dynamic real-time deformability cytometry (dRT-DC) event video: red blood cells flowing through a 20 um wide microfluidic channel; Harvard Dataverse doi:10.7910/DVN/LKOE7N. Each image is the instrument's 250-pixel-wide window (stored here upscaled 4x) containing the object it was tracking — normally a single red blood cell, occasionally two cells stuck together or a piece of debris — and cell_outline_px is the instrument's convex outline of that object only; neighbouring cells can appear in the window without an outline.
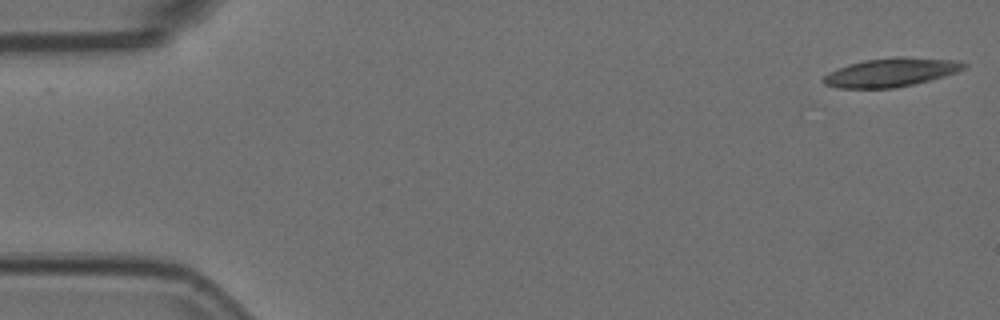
{"species": "Egyptian fruit bat (a non-hibernating species)", "species_latin": "Rousettus aegyptiacus", "temperature_condition": "room temperature", "stored_images_in_passage": 28, "camera_frame_rate_fps": 3000, "um_per_image_px": 0.085, "animal": {"sex": "female"}, "frame": {"image": 1, "passage_image": 1, "time_ms": 0.0, "image_size_px": [1000, 320], "cell_outline_px": [[968, 64], [964, 68], [956, 72], [944, 76], [896, 88], [840, 88], [824, 84], [820, 80], [828, 72], [864, 60], [896, 56], [900, 56], [956, 60]], "centroid_in_image_um": [75.72, 6.15], "position_along_channel_um": 9.3, "area_um2": 23.29}}
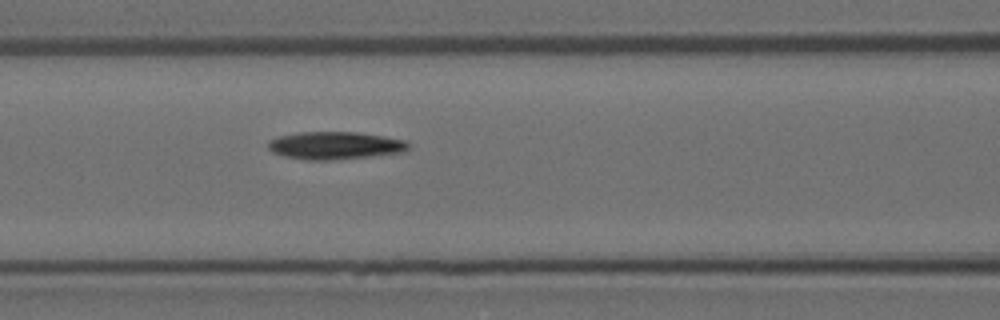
{"frame": {"image": 2, "passage_image": 22, "time_ms": 7.0, "image_size_px": [1000, 320], "cell_outline_px": [[408, 148], [404, 152], [368, 156], [328, 160], [308, 160], [284, 156], [272, 152], [268, 148], [268, 140], [280, 136], [300, 132], [356, 132], [384, 136], [408, 140]], "centroid_in_image_um": [28.47, 12.36], "position_along_channel_um": 138.1, "area_um2": 22.48}}
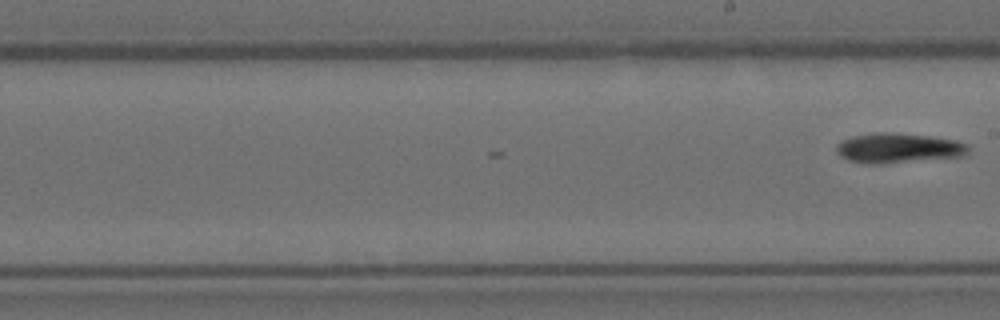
{"frame": {"image": 3, "passage_image": 28, "time_ms": 9.0, "image_size_px": [1000, 320], "cell_outline_px": [[968, 152], [964, 156], [880, 164], [872, 164], [848, 160], [840, 156], [836, 152], [836, 144], [840, 140], [852, 136], [872, 132], [888, 132], [928, 136], [956, 140], [968, 144]], "centroid_in_image_um": [76.32, 12.58], "position_along_channel_um": 212.7, "area_um2": 23.06}}